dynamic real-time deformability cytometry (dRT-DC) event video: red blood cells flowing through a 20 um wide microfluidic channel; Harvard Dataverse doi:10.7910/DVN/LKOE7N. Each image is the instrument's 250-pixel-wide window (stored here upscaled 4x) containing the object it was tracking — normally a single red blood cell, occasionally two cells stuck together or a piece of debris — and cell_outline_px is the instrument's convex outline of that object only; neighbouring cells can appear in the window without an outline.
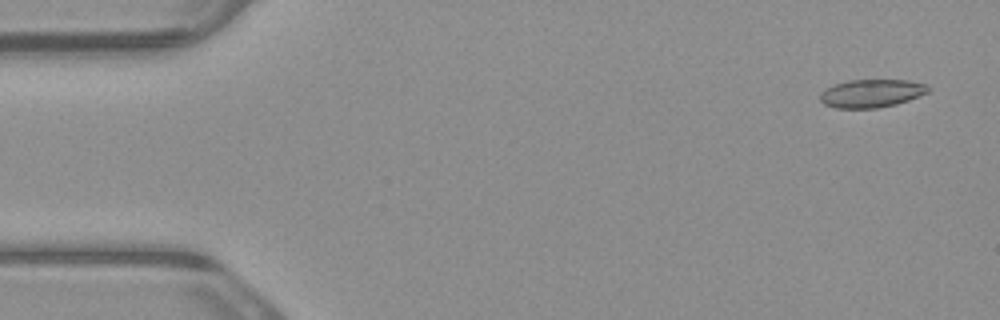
{"species": "common noctule bat (a hibernating species)", "species_latin": "Nyctalus noctula", "temperature_condition": "warm", "stored_images_in_passage": 9, "camera_frame_rate_fps": 3000, "um_per_image_px": 0.085, "animal": {"sex": "male", "body_mass_g": 23.1, "forearm_length_mm": 52.7}, "frame": {"image": 1, "passage_image": 1, "time_ms": 0.0, "image_size_px": [1000, 320], "cell_outline_px": [[932, 88], [928, 92], [908, 100], [896, 104], [876, 108], [836, 108], [824, 104], [820, 100], [820, 92], [836, 84], [848, 80], [908, 80], [928, 84]], "centroid_in_image_um": [74.11, 7.93], "position_along_channel_um": 10.9, "area_um2": 17.69}}
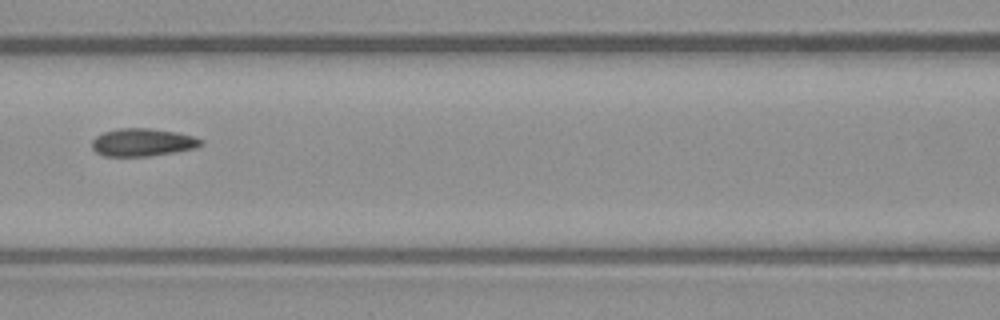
{"frame": {"image": 2, "passage_image": 6, "time_ms": 1.667, "image_size_px": [1000, 320], "cell_outline_px": [[204, 144], [196, 148], [148, 156], [104, 156], [96, 152], [92, 148], [92, 140], [96, 136], [104, 132], [120, 128], [152, 128], [176, 132], [192, 136], [204, 140]], "centroid_in_image_um": [12.13, 12.09], "position_along_channel_um": 154.5, "area_um2": 17.63}}
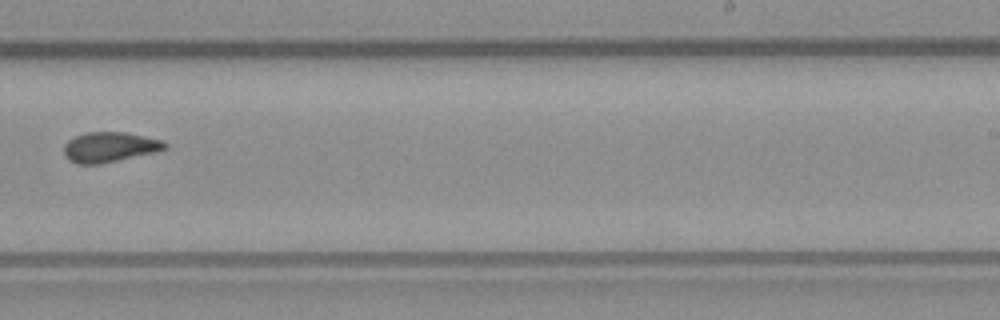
{"frame": {"image": 3, "passage_image": 9, "time_ms": 2.667, "image_size_px": [1000, 320], "cell_outline_px": [[168, 148], [156, 152], [100, 164], [76, 164], [68, 160], [64, 156], [64, 144], [68, 140], [84, 132], [128, 132], [160, 140], [168, 144]], "centroid_in_image_um": [9.3, 12.5], "position_along_channel_um": 279.7, "area_um2": 17.86}}